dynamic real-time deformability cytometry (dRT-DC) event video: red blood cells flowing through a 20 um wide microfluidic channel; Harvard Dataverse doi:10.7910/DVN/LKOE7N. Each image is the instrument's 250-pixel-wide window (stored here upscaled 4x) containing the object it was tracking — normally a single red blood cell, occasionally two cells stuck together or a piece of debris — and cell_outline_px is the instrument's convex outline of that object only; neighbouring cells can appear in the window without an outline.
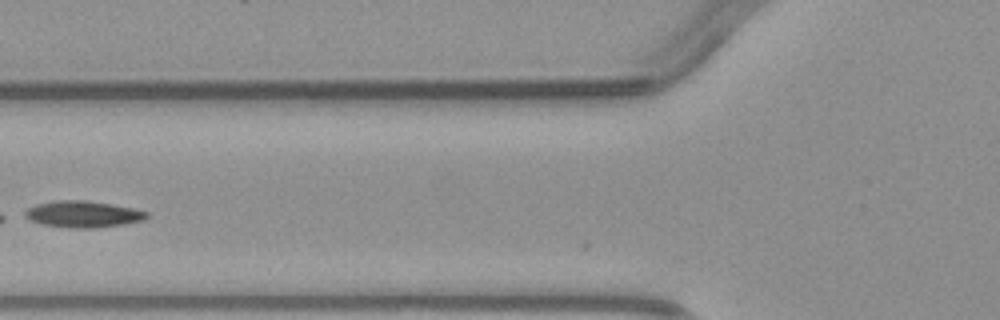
{"species": "common noctule bat (a hibernating species)", "species_latin": "Nyctalus noctula", "temperature_condition": "warm", "stored_images_in_passage": 3, "camera_frame_rate_fps": 3000, "um_per_image_px": 0.085, "animal": {"sex": "male", "body_mass_g": 23.1, "forearm_length_mm": 52.7}, "frame": {"image": 1, "passage_image": 3, "time_ms": 3.0, "image_size_px": [1000, 320], "cell_outline_px": [[148, 216], [144, 220], [96, 228], [76, 228], [44, 224], [32, 220], [24, 216], [24, 212], [28, 208], [36, 204], [56, 200], [84, 200], [112, 204], [132, 208], [148, 212]], "centroid_in_image_um": [7.06, 18.19], "position_along_channel_um": 118.7, "area_um2": 18.5}}